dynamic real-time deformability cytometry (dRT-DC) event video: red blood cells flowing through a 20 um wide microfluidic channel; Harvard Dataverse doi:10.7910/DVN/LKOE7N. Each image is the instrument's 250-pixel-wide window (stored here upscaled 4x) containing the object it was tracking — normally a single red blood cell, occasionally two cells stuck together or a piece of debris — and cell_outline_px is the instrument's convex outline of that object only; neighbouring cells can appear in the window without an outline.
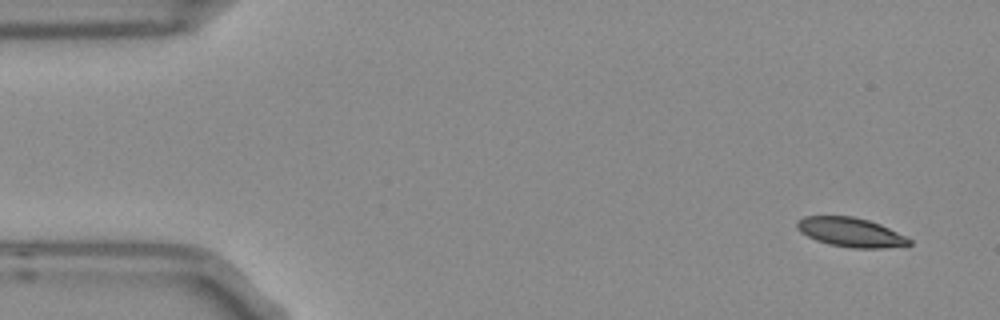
{"species": "Egyptian fruit bat (a non-hibernating species)", "species_latin": "Rousettus aegyptiacus", "temperature_condition": "room temperature", "stored_images_in_passage": 5, "camera_frame_rate_fps": 3000, "um_per_image_px": 0.085, "frame": {"image": 1, "passage_image": 1, "time_ms": 0.0, "image_size_px": [1000, 320], "cell_outline_px": [[912, 244], [884, 248], [852, 248], [828, 244], [816, 240], [800, 232], [796, 228], [796, 224], [804, 216], [852, 216], [868, 220], [880, 224], [912, 240]], "centroid_in_image_um": [72.29, 19.74], "position_along_channel_um": 12.7, "area_um2": 18.96}}